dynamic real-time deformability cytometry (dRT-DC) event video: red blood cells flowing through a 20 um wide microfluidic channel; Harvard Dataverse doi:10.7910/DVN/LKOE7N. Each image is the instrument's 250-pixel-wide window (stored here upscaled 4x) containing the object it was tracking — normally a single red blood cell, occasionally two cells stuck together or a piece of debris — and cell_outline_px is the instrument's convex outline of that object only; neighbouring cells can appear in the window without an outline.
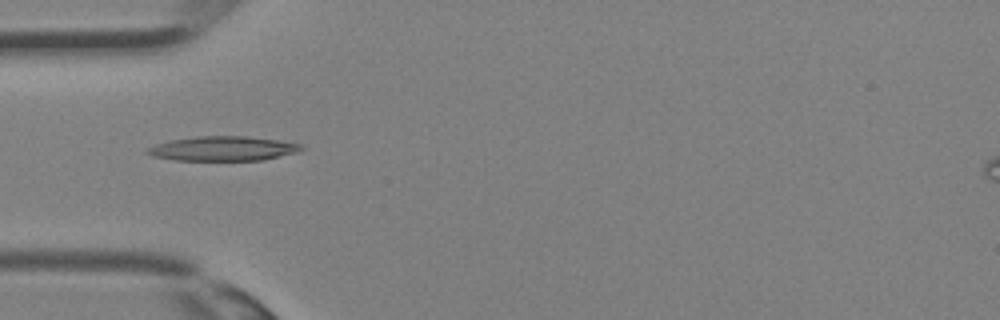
{"species": "Egyptian fruit bat (a non-hibernating species)", "species_latin": "Rousettus aegyptiacus", "temperature_condition": "room temperature", "stored_images_in_passage": 30, "camera_frame_rate_fps": 3000, "um_per_image_px": 0.085, "animal": {"sex": "female"}, "frame": {"image": 1, "passage_image": 6, "time_ms": 1.667, "image_size_px": [1000, 320], "cell_outline_px": [[304, 148], [300, 152], [264, 160], [176, 160], [152, 156], [144, 152], [144, 148], [168, 140], [196, 136], [244, 136], [276, 140], [300, 144]], "centroid_in_image_um": [18.91, 12.63], "position_along_channel_um": 66.1, "area_um2": 22.14}}
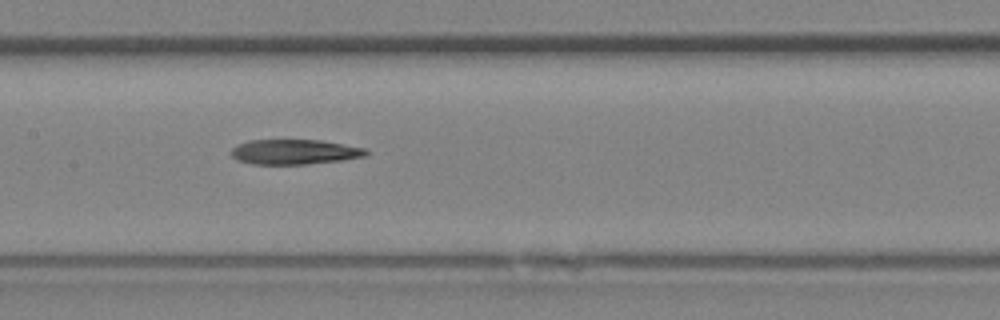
{"frame": {"image": 2, "passage_image": 12, "time_ms": 3.667, "image_size_px": [1000, 320], "cell_outline_px": [[368, 152], [364, 156], [340, 160], [308, 164], [252, 164], [236, 160], [232, 156], [232, 148], [236, 144], [248, 140], [320, 140], [368, 148]], "centroid_in_image_um": [25.01, 12.9], "position_along_channel_um": 182.4, "area_um2": 19.65}}
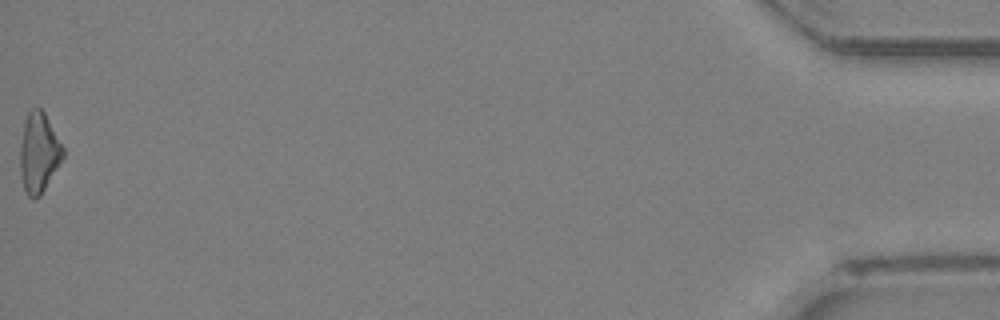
{"frame": {"image": 3, "passage_image": 30, "time_ms": 9.667, "image_size_px": [1000, 320], "cell_outline_px": [[64, 156], [40, 196], [36, 200], [32, 200], [28, 196], [24, 188], [20, 172], [20, 144], [24, 120], [28, 112], [32, 108], [40, 108], [44, 112], [64, 148]], "centroid_in_image_um": [3.28, 12.99], "position_along_channel_um": 431.9, "area_um2": 19.94}}